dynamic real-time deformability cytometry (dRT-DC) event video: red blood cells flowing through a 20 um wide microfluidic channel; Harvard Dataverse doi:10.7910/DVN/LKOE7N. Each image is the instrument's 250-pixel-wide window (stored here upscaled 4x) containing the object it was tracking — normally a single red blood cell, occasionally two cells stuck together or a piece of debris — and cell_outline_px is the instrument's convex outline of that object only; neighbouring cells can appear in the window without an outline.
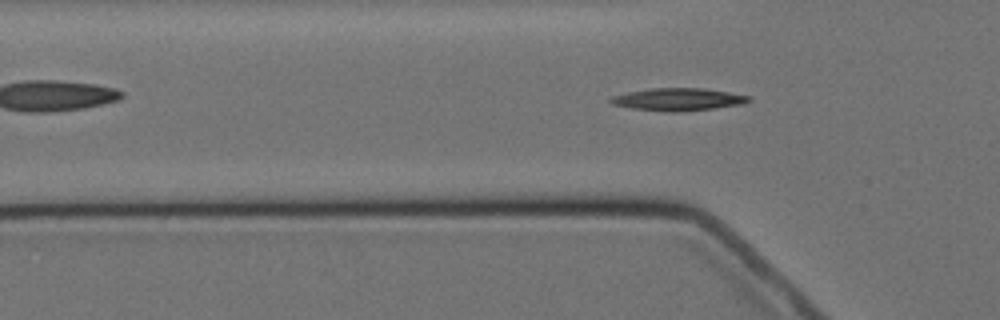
{"species": "Egyptian fruit bat (a non-hibernating species)", "species_latin": "Rousettus aegyptiacus", "temperature_condition": "cold", "stored_images_in_passage": 3, "camera_frame_rate_fps": 3000, "um_per_image_px": 0.085, "animal": {"sex": "female"}, "frame": {"image": 1, "passage_image": 3, "time_ms": 3.333, "image_size_px": [1000, 320], "cell_outline_px": [[752, 100], [740, 104], [712, 108], [676, 112], [668, 112], [632, 108], [612, 104], [608, 100], [612, 96], [628, 92], [652, 88], [704, 88], [752, 96]], "centroid_in_image_um": [57.63, 8.44], "position_along_channel_um": 68.2, "area_um2": 17.98}}